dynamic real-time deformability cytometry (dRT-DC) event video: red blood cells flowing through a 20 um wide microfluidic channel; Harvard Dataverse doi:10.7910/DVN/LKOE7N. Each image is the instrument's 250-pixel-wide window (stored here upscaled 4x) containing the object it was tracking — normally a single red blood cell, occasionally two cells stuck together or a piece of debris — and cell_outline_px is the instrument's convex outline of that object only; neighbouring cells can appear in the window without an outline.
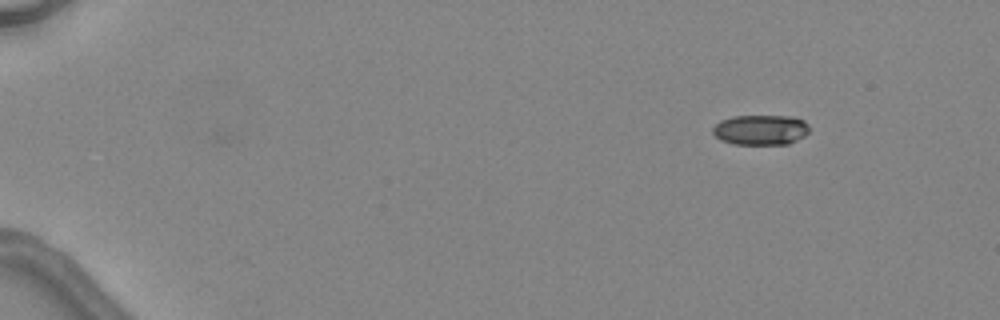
{"species": "common noctule bat (a hibernating species)", "species_latin": "Nyctalus noctula", "temperature_condition": "warm", "stored_images_in_passage": 2, "camera_frame_rate_fps": 3000, "um_per_image_px": 0.085, "animal": {"sex": "female", "body_mass_g": 24.6, "forearm_length_mm": 56.2}, "frame": {"image": 1, "passage_image": 2, "time_ms": 1.333, "image_size_px": [1000, 320], "cell_outline_px": [[808, 132], [804, 136], [788, 144], [732, 144], [720, 140], [712, 132], [712, 128], [720, 120], [732, 116], [792, 116], [804, 120], [808, 124]], "centroid_in_image_um": [64.64, 11.03], "position_along_channel_um": 20.4, "area_um2": 17.05}}